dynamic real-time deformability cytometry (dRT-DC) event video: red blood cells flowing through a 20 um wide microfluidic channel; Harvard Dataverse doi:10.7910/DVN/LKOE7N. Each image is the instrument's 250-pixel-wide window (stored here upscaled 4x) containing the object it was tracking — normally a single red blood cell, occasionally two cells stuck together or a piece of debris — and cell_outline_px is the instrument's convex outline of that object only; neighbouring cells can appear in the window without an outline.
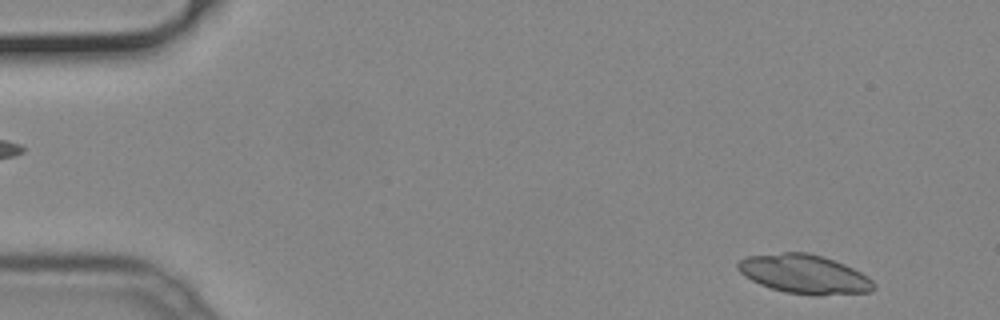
{"species": "common noctule bat (a hibernating species)", "species_latin": "Nyctalus noctula", "temperature_condition": "cold", "stored_images_in_passage": 49, "segment_of_instrument_passage": [1, 2], "camera_frame_rate_fps": 3000, "um_per_image_px": 0.085, "animal": {"sex": "male", "body_mass_g": 19.2, "forearm_length_mm": 51.8}, "frame": {"image": 1, "passage_image": 2, "time_ms": 0.333, "image_size_px": [1000, 320], "cell_outline_px": [[876, 288], [872, 292], [820, 296], [812, 296], [784, 292], [760, 284], [744, 276], [736, 268], [736, 264], [740, 260], [748, 256], [784, 252], [808, 252], [824, 256], [844, 264], [868, 276], [876, 284]], "centroid_in_image_um": [68.4, 23.31], "position_along_channel_um": 16.6, "area_um2": 31.27}}